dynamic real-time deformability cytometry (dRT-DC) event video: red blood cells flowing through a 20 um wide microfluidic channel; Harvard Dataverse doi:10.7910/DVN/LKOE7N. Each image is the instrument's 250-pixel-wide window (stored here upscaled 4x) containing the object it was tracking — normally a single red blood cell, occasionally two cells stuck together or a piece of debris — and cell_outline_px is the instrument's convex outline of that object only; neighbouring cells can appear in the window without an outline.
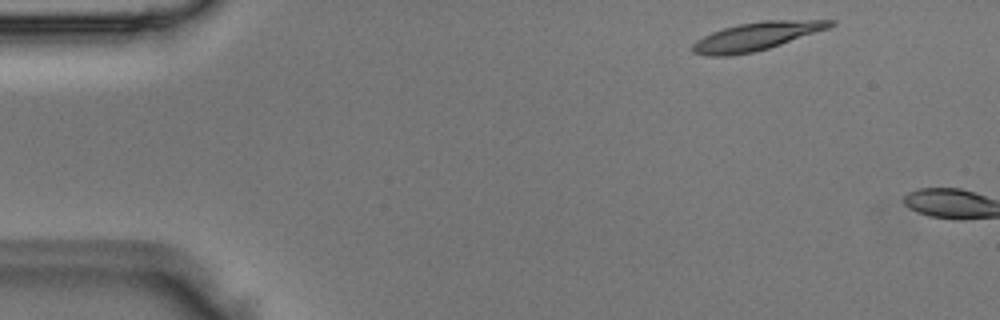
{"species": "Egyptian fruit bat (a non-hibernating species)", "species_latin": "Rousettus aegyptiacus", "temperature_condition": "room temperature", "stored_images_in_passage": 2, "camera_frame_rate_fps": 3000, "um_per_image_px": 0.085, "animal": {"sex": "male"}, "frame": {"image": 1, "passage_image": 1, "time_ms": 0.0, "image_size_px": [1000, 320], "cell_outline_px": [[836, 24], [828, 28], [768, 48], [752, 52], [728, 56], [708, 56], [692, 52], [692, 44], [696, 40], [712, 32], [724, 28], [740, 24], [764, 20], [836, 20]], "centroid_in_image_um": [64.26, 3.08], "position_along_channel_um": 20.7, "area_um2": 22.25}}